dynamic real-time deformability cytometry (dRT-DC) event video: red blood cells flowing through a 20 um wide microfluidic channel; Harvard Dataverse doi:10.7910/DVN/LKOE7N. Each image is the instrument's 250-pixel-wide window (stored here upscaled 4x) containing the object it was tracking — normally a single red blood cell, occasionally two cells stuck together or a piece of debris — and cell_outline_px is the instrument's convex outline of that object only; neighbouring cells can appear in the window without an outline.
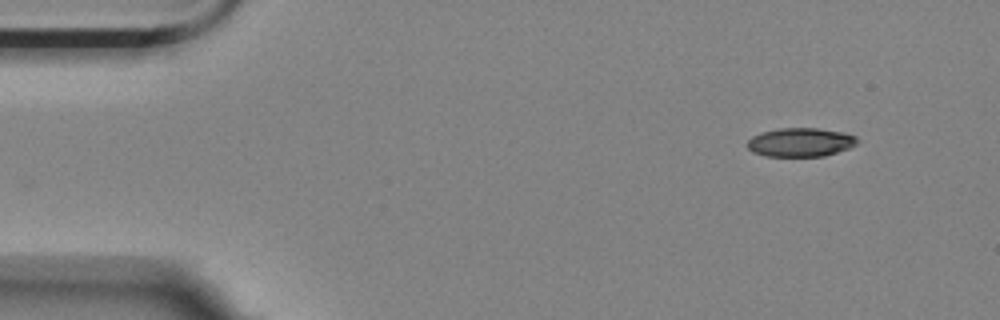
{"species": "Egyptian fruit bat (a non-hibernating species)", "species_latin": "Rousettus aegyptiacus", "temperature_condition": "room temperature", "stored_images_in_passage": 11, "camera_frame_rate_fps": 3000, "um_per_image_px": 0.085, "animal": {"sex": "female"}, "frame": {"image": 1, "passage_image": 1, "time_ms": 0.0, "image_size_px": [1000, 320], "cell_outline_px": [[860, 140], [856, 144], [848, 148], [824, 156], [764, 156], [752, 152], [748, 148], [748, 140], [752, 136], [760, 132], [780, 128], [816, 128], [844, 132], [856, 136]], "centroid_in_image_um": [68.04, 12.09], "position_along_channel_um": 17.0, "area_um2": 18.5}}